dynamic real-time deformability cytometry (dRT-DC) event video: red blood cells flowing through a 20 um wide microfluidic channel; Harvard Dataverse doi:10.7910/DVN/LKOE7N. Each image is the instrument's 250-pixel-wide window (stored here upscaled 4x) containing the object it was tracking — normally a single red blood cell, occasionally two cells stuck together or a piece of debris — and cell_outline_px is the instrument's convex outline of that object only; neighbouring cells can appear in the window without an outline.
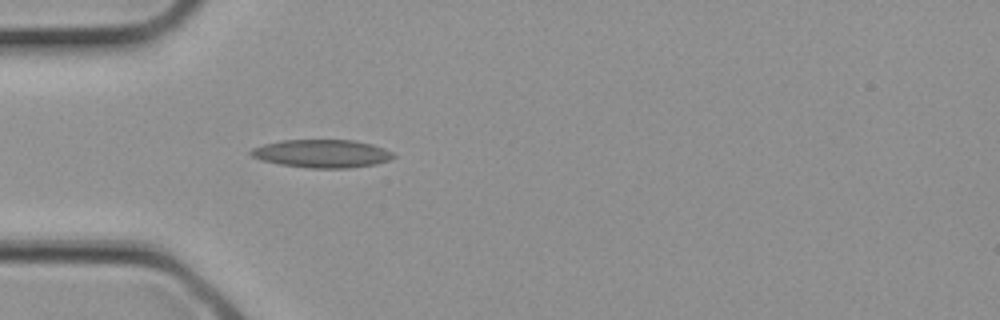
{"species": "common noctule bat (a hibernating species)", "species_latin": "Nyctalus noctula", "temperature_condition": "cold", "stored_images_in_passage": 2, "camera_frame_rate_fps": 3000, "um_per_image_px": 0.085, "animal": {"sex": "female", "body_mass_g": 21.9}, "frame": {"image": 1, "passage_image": 2, "time_ms": 0.333, "image_size_px": [1000, 320], "cell_outline_px": [[396, 156], [388, 160], [376, 164], [348, 168], [308, 168], [280, 164], [260, 160], [252, 156], [248, 152], [252, 148], [264, 144], [280, 140], [352, 140], [372, 144], [384, 148], [392, 152]], "centroid_in_image_um": [27.35, 13.05], "position_along_channel_um": 57.7, "area_um2": 23.35}}